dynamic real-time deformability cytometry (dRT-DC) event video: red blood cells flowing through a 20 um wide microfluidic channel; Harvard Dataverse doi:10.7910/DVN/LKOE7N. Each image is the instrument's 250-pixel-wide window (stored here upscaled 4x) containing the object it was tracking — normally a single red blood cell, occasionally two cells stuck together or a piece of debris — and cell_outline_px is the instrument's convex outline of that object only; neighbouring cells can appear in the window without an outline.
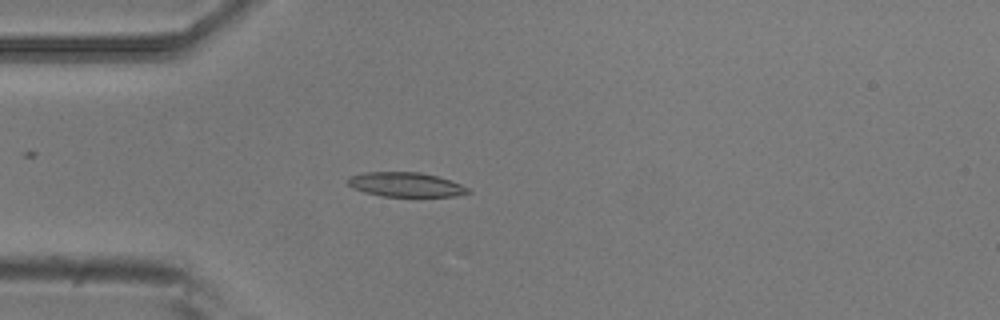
{"species": "common noctule bat (a hibernating species)", "species_latin": "Nyctalus noctula", "temperature_condition": "room temperature", "stored_images_in_passage": 3, "camera_frame_rate_fps": 3000, "um_per_image_px": 0.085, "animal": {"sex": "male", "body_mass_g": 20.5, "forearm_length_mm": 52.5}, "frame": {"image": 1, "passage_image": 3, "time_ms": 0.667, "image_size_px": [1000, 320], "cell_outline_px": [[472, 192], [456, 196], [384, 196], [364, 192], [352, 188], [348, 184], [348, 176], [364, 172], [420, 172], [436, 176], [460, 184], [468, 188]], "centroid_in_image_um": [34.45, 15.68], "position_along_channel_um": 50.5, "area_um2": 16.99}}